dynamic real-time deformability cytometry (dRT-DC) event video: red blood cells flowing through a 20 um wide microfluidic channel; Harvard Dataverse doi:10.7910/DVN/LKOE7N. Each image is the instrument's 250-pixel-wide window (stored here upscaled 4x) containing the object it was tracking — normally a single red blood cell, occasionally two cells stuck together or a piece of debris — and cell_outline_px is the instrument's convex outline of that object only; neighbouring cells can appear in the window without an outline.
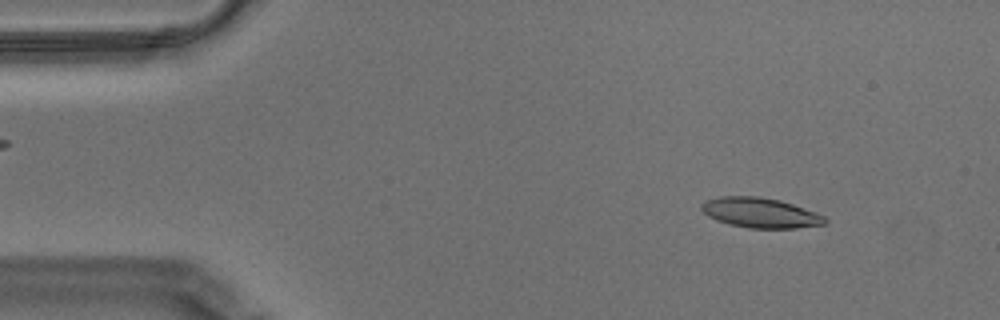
{"species": "Egyptian fruit bat (a non-hibernating species)", "species_latin": "Rousettus aegyptiacus", "temperature_condition": "warm", "stored_images_in_passage": 49, "camera_frame_rate_fps": 3000, "um_per_image_px": 0.085, "animal": {"sex": "male"}, "frame": {"image": 1, "passage_image": 1, "time_ms": 0.0, "image_size_px": [1000, 320], "cell_outline_px": [[828, 220], [824, 224], [796, 228], [748, 228], [728, 224], [716, 220], [708, 216], [700, 208], [700, 204], [704, 200], [720, 196], [756, 196], [780, 200], [792, 204], [824, 216]], "centroid_in_image_um": [64.57, 18.08], "position_along_channel_um": 20.4, "area_um2": 21.56}}
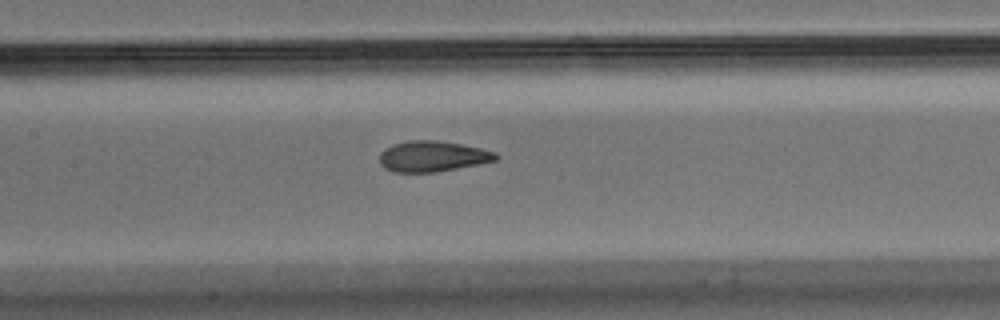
{"frame": {"image": 2, "passage_image": 19, "time_ms": 6.0, "image_size_px": [1000, 320], "cell_outline_px": [[500, 156], [496, 160], [436, 172], [392, 172], [384, 168], [380, 164], [380, 152], [384, 148], [392, 144], [408, 140], [436, 140], [460, 144], [480, 148], [496, 152]], "centroid_in_image_um": [36.72, 13.28], "position_along_channel_um": 170.7, "area_um2": 20.81}}
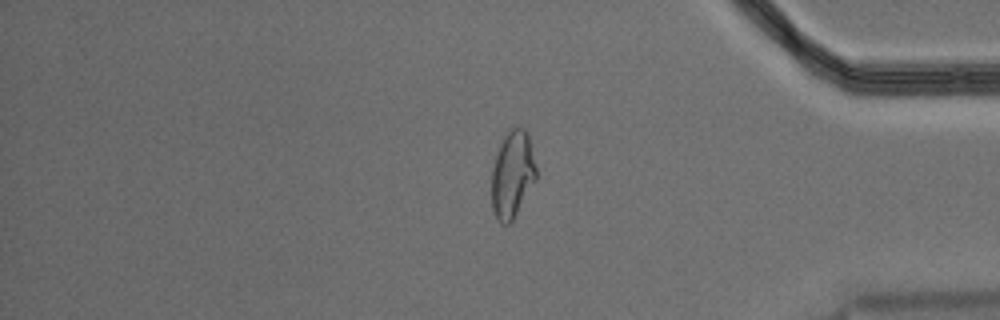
{"frame": {"image": 3, "passage_image": 40, "time_ms": 13.0, "image_size_px": [1000, 320], "cell_outline_px": [[536, 180], [512, 220], [508, 224], [500, 224], [492, 208], [492, 168], [500, 144], [504, 136], [512, 128], [524, 128], [528, 132], [536, 168]], "centroid_in_image_um": [43.56, 14.82], "position_along_channel_um": 391.6, "area_um2": 22.31}, "authors_computed_cell_mechanics": {"area_um2": 21.386, "velocity_mm_per_s": 3.518, "shape_relaxation_time_tau1_ms": 9.5751, "shape_relaxation_time_tau2_ms": 1.3758, "deformation_change_tau1": 0.2508, "deformation_change_tau2": 0.0699}}